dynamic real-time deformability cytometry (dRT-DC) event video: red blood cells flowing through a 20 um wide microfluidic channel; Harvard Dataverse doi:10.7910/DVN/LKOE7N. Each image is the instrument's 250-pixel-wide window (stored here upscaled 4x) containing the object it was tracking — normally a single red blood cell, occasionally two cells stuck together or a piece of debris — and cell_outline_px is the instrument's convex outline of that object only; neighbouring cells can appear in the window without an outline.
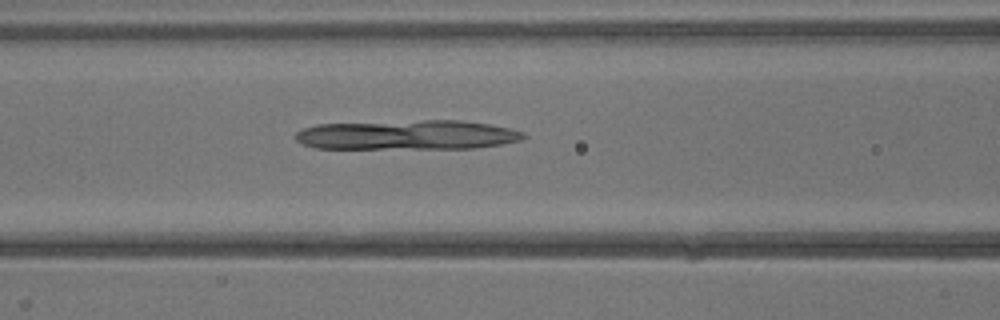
{"species": "common noctule bat (a hibernating species)", "species_latin": "Nyctalus noctula", "temperature_condition": "warm", "stored_images_in_passage": 34, "camera_frame_rate_fps": 3000, "um_per_image_px": 0.085, "animal": {"sex": "male", "body_mass_g": 13.3}, "frame": {"image": 1, "passage_image": 15, "time_ms": 4.667, "image_size_px": [1000, 320], "cell_outline_px": [[528, 136], [520, 140], [504, 144], [476, 148], [312, 148], [296, 140], [292, 136], [296, 132], [304, 128], [316, 124], [424, 120], [460, 120], [488, 124], [508, 128], [524, 132]], "centroid_in_image_um": [34.61, 11.47], "position_along_channel_um": 132.0, "area_um2": 39.42}}
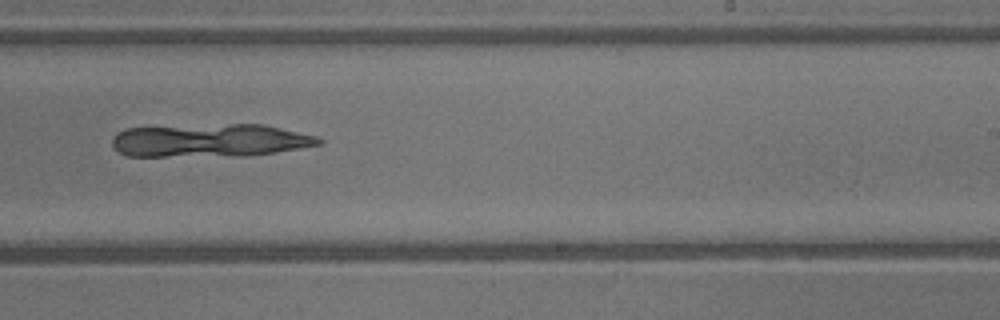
{"frame": {"image": 2, "passage_image": 23, "time_ms": 7.333, "image_size_px": [1000, 320], "cell_outline_px": [[324, 140], [320, 144], [300, 148], [248, 156], [128, 156], [120, 152], [112, 144], [112, 140], [124, 128], [232, 124], [264, 124], [316, 136]], "centroid_in_image_um": [17.88, 11.94], "position_along_channel_um": 271.1, "area_um2": 39.59}}
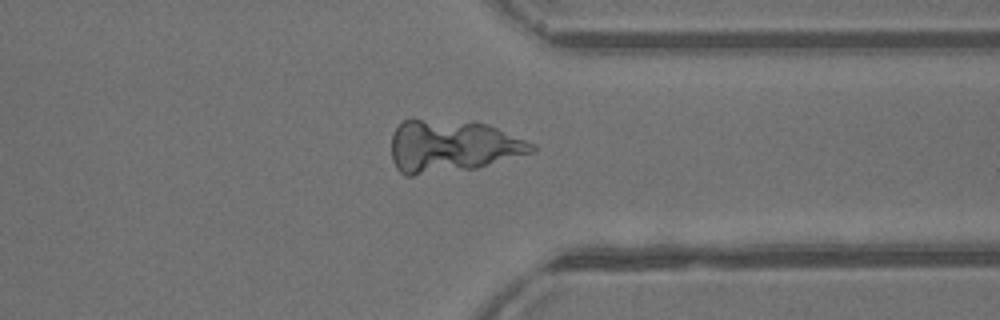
{"frame": {"image": 3, "passage_image": 29, "time_ms": 9.333, "image_size_px": [1000, 320], "cell_outline_px": [[536, 152], [476, 168], [412, 176], [404, 176], [396, 168], [392, 160], [392, 136], [396, 128], [404, 120], [412, 116], [488, 124], [536, 144]], "centroid_in_image_um": [38.42, 12.41], "position_along_channel_um": 373.0, "area_um2": 43.58}}